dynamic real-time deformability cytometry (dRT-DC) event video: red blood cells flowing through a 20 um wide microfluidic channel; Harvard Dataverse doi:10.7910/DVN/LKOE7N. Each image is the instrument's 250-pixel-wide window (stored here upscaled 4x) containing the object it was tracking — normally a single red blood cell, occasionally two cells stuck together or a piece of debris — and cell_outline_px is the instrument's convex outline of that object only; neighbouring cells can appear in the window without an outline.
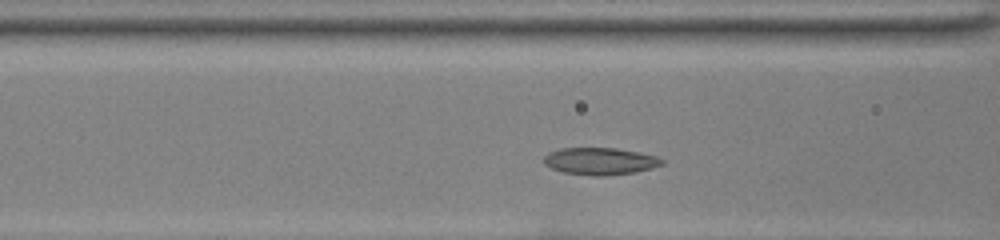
{"species": "common noctule bat (a hibernating species)", "species_latin": "Nyctalus noctula", "temperature_condition": "room temperature", "stored_images_in_passage": 31, "camera_frame_rate_fps": 3000, "um_per_image_px": 0.085, "animal": {"sex": "female", "body_mass_g": 22.0, "forearm_length_mm": 56.7}, "frame": {"image": 1, "passage_image": 7, "time_ms": 2.0, "image_size_px": [1000, 240], "cell_outline_px": [[664, 164], [652, 168], [636, 172], [608, 176], [592, 176], [564, 172], [552, 168], [544, 164], [544, 156], [548, 152], [560, 148], [616, 148], [656, 156], [664, 160]], "centroid_in_image_um": [51.01, 13.71], "position_along_channel_um": 115.6, "area_um2": 18.73}}
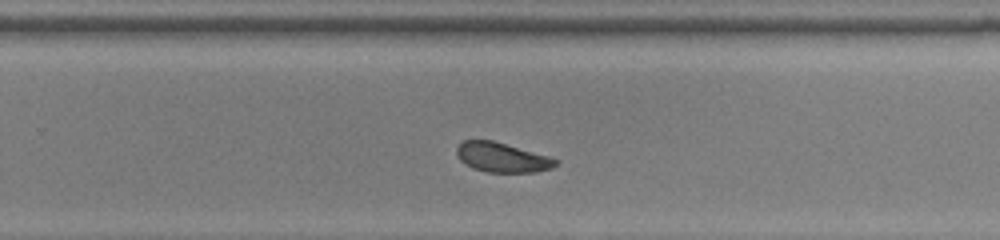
{"frame": {"image": 2, "passage_image": 20, "time_ms": 6.333, "image_size_px": [1000, 240], "cell_outline_px": [[560, 160], [552, 168], [536, 172], [488, 172], [472, 168], [460, 160], [456, 152], [456, 148], [464, 140], [492, 140], [548, 156]], "centroid_in_image_um": [42.67, 13.38], "position_along_channel_um": 287.1, "area_um2": 16.94}}
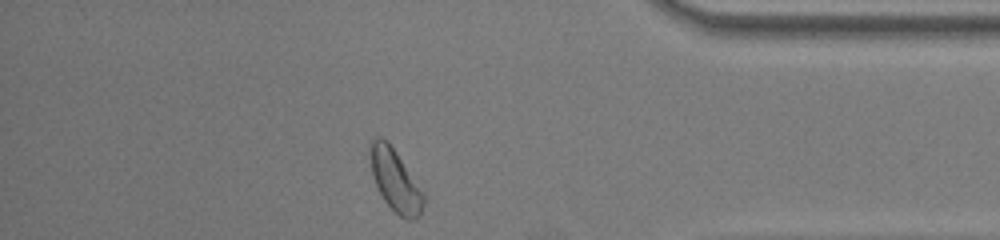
{"frame": {"image": 3, "passage_image": 30, "time_ms": 9.667, "image_size_px": [1000, 240], "cell_outline_px": [[424, 204], [420, 216], [412, 220], [408, 220], [400, 216], [384, 200], [376, 184], [372, 172], [372, 140], [376, 136], [380, 136], [388, 140], [424, 192]], "centroid_in_image_um": [33.65, 15.35], "position_along_channel_um": 401.6, "area_um2": 18.84}, "authors_computed_cell_mechanics": {"area_um2": 17.7446, "velocity_mm_per_s": 3.9759, "shape_relaxation_time_tau1_ms": 7.6994, "shape_relaxation_time_tau2_ms": 1.6249, "deformation_change_tau1": 0.1462, "deformation_change_tau2": 0.0689}}